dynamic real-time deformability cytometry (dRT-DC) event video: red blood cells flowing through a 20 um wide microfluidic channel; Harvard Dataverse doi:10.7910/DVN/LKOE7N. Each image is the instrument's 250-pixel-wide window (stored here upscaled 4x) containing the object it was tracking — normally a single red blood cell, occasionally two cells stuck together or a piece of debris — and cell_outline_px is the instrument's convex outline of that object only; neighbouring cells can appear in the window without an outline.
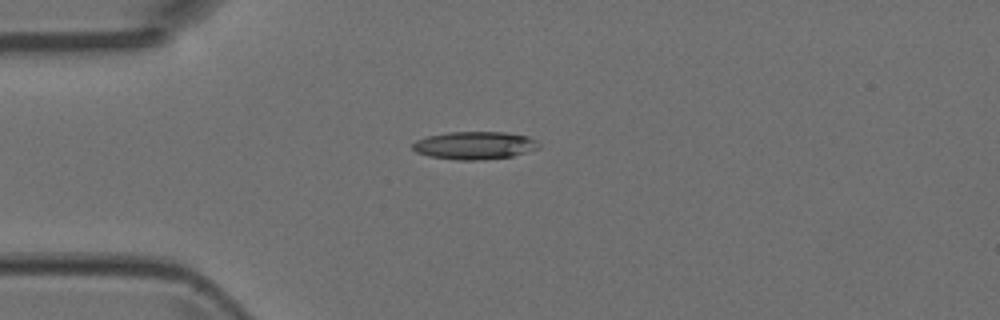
{"species": "Egyptian fruit bat (a non-hibernating species)", "species_latin": "Rousettus aegyptiacus", "temperature_condition": "room temperature", "stored_images_in_passage": 2, "camera_frame_rate_fps": 3000, "um_per_image_px": 0.085, "animal": {"sex": "female"}, "frame": {"image": 1, "passage_image": 1, "time_ms": 0.0, "image_size_px": [1000, 320], "cell_outline_px": [[540, 148], [512, 156], [476, 160], [456, 160], [428, 156], [416, 152], [412, 148], [412, 144], [416, 140], [428, 136], [448, 132], [504, 132], [528, 136], [536, 140], [540, 144]], "centroid_in_image_um": [40.34, 12.36], "position_along_channel_um": 44.7, "area_um2": 20.46}}